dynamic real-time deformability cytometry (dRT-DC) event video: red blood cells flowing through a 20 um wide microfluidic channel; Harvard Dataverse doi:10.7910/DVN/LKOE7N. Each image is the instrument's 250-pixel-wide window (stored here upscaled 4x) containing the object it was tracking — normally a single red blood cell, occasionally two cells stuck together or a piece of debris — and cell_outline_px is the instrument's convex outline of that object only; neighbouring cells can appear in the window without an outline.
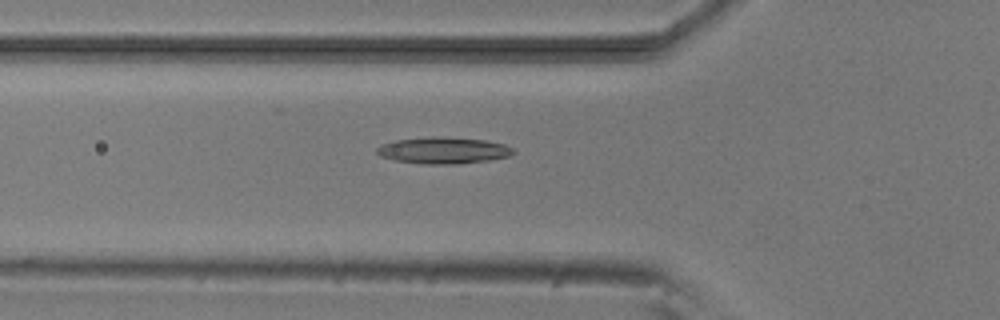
{"species": "common noctule bat (a hibernating species)", "species_latin": "Nyctalus noctula", "temperature_condition": "room temperature", "stored_images_in_passage": 11, "camera_frame_rate_fps": 3000, "um_per_image_px": 0.085, "animal": {"sex": "male", "body_mass_g": 20.5, "forearm_length_mm": 52.5}, "frame": {"image": 1, "passage_image": 9, "time_ms": 2.667, "image_size_px": [1000, 320], "cell_outline_px": [[516, 152], [508, 156], [488, 160], [456, 164], [420, 164], [396, 160], [380, 156], [376, 152], [376, 148], [380, 144], [396, 140], [432, 136], [440, 136], [484, 140], [504, 144], [512, 148]], "centroid_in_image_um": [37.65, 12.78], "position_along_channel_um": 88.1, "area_um2": 21.1}}